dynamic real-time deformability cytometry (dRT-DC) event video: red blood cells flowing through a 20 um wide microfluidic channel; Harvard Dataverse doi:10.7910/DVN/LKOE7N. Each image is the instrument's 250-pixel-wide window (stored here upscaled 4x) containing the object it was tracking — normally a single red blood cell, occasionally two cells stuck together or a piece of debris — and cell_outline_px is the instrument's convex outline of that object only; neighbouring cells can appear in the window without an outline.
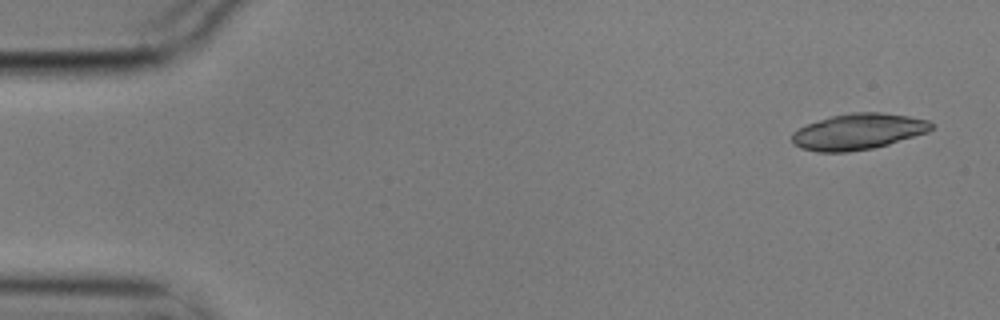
{"species": "common noctule bat (a hibernating species)", "species_latin": "Nyctalus noctula", "temperature_condition": "cold", "stored_images_in_passage": 6, "camera_frame_rate_fps": 3000, "um_per_image_px": 0.085, "animal": {"sex": "male", "body_mass_g": 17.9}, "frame": {"image": 1, "passage_image": 1, "time_ms": 0.0, "image_size_px": [1000, 320], "cell_outline_px": [[932, 128], [928, 132], [888, 144], [872, 148], [848, 152], [816, 152], [800, 148], [792, 144], [792, 132], [808, 124], [832, 116], [852, 112], [880, 112], [908, 116], [928, 120], [932, 124]], "centroid_in_image_um": [72.92, 11.19], "position_along_channel_um": 12.1, "area_um2": 29.07}}